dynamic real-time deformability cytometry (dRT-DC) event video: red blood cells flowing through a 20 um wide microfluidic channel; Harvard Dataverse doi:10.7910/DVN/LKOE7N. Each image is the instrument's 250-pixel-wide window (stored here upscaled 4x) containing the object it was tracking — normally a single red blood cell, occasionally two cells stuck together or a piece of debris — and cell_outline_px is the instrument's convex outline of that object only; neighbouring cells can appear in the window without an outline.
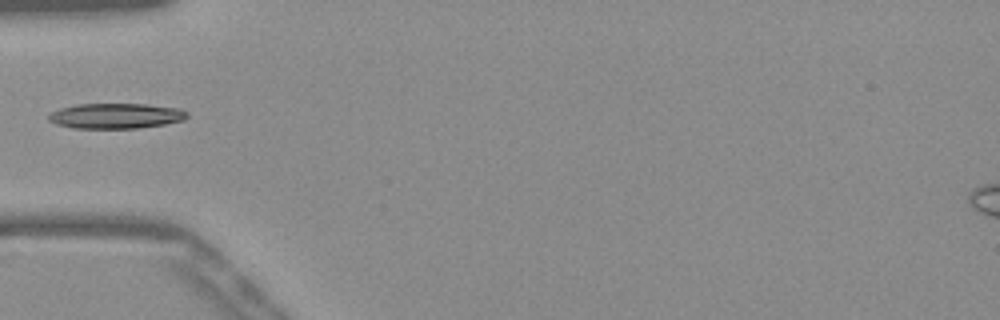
{"species": "Egyptian fruit bat (a non-hibernating species)", "species_latin": "Rousettus aegyptiacus", "temperature_condition": "warm", "stored_images_in_passage": 36, "camera_frame_rate_fps": 3000, "um_per_image_px": 0.085, "frame": {"image": 1, "passage_image": 1, "time_ms": 0.0, "image_size_px": [1000, 320], "cell_outline_px": [[188, 116], [184, 120], [164, 124], [136, 128], [72, 128], [56, 124], [48, 120], [48, 116], [52, 112], [60, 108], [76, 104], [144, 104], [180, 108], [188, 112]], "centroid_in_image_um": [9.85, 9.85], "position_along_channel_um": 75.2, "area_um2": 20.4}}
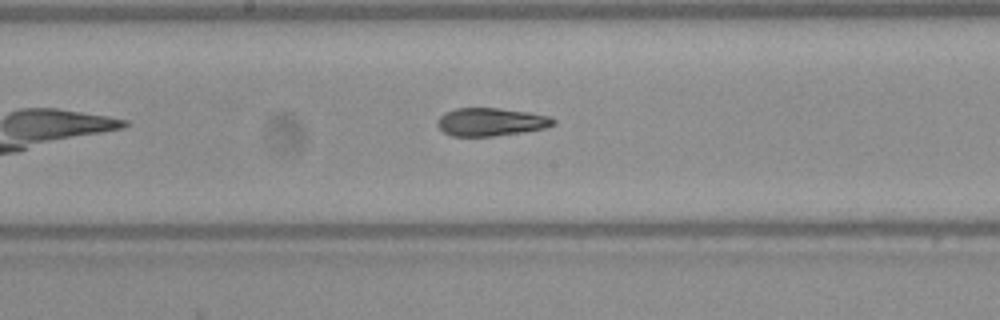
{"frame": {"image": 2, "passage_image": 11, "time_ms": 3.333, "image_size_px": [1000, 320], "cell_outline_px": [[556, 124], [544, 128], [524, 132], [492, 136], [452, 136], [444, 132], [436, 124], [436, 120], [444, 112], [456, 108], [500, 108], [528, 112], [548, 116], [556, 120]], "centroid_in_image_um": [41.71, 10.36], "position_along_channel_um": 206.5, "area_um2": 19.02}}
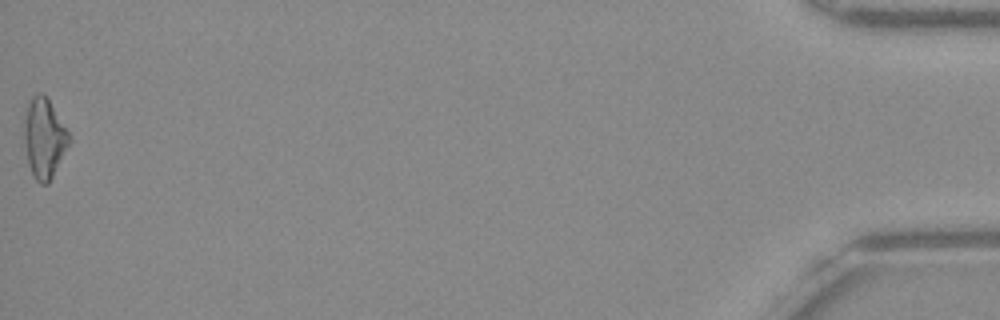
{"frame": {"image": 3, "passage_image": 36, "time_ms": 11.667, "image_size_px": [1000, 320], "cell_outline_px": [[68, 144], [48, 184], [40, 184], [32, 176], [28, 164], [24, 140], [24, 120], [28, 104], [32, 96], [40, 92], [48, 100], [68, 132]], "centroid_in_image_um": [3.7, 11.77], "position_along_channel_um": 431.5, "area_um2": 20.17}}